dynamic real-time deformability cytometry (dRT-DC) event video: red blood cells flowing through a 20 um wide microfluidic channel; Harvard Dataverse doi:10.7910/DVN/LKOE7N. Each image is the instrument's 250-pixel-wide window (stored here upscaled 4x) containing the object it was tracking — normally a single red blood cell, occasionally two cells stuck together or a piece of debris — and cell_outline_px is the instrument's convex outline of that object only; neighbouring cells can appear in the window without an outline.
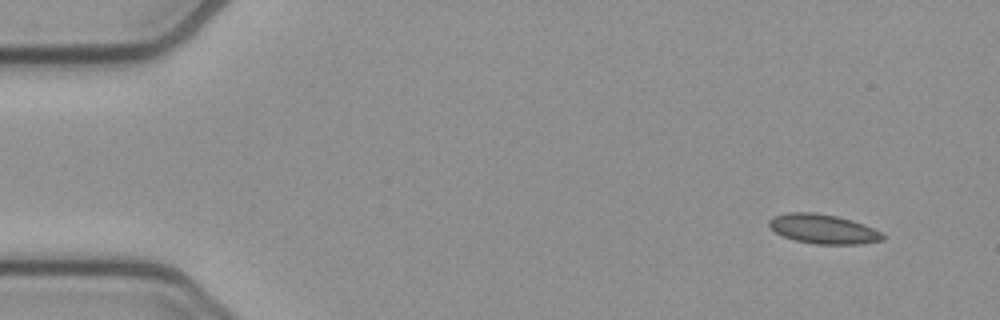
{"species": "common noctule bat (a hibernating species)", "species_latin": "Nyctalus noctula", "temperature_condition": "cold", "stored_images_in_passage": 51, "segment_of_instrument_passage": [1, 2], "camera_frame_rate_fps": 3000, "um_per_image_px": 0.085, "animal": {"sex": "female", "body_mass_g": 21.9}, "frame": {"image": 1, "passage_image": 1, "time_ms": 0.0, "image_size_px": [1000, 320], "cell_outline_px": [[884, 240], [860, 244], [816, 244], [796, 240], [784, 236], [776, 232], [768, 224], [768, 220], [772, 216], [788, 212], [812, 212], [836, 216], [852, 220], [864, 224], [880, 232], [884, 236]], "centroid_in_image_um": [69.96, 19.46], "position_along_channel_um": 15.0, "area_um2": 19.36}}
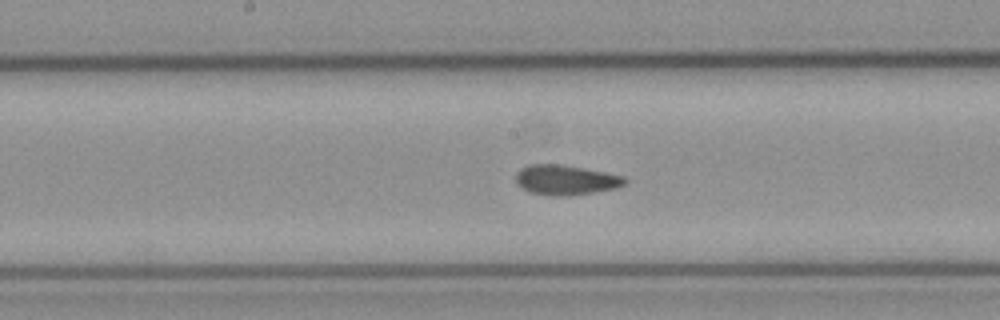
{"frame": {"image": 2, "passage_image": 24, "time_ms": 7.667, "image_size_px": [1000, 320], "cell_outline_px": [[628, 184], [616, 188], [568, 196], [548, 196], [528, 192], [516, 184], [516, 172], [520, 168], [528, 164], [560, 164], [584, 168], [624, 176], [628, 180]], "centroid_in_image_um": [48.06, 15.3], "position_along_channel_um": 200.1, "area_um2": 19.31}}
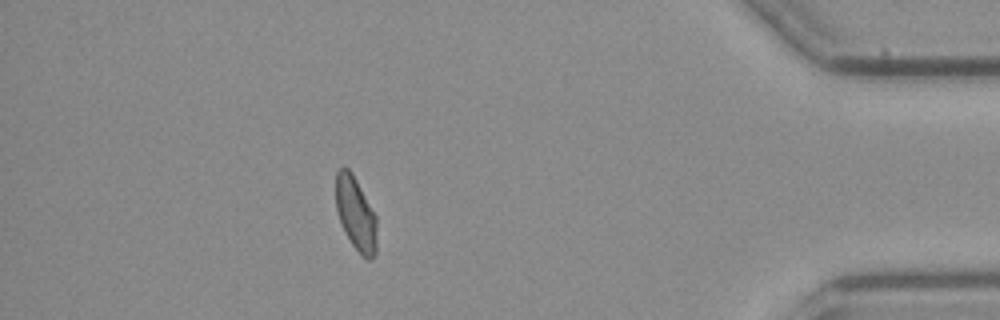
{"frame": {"image": 3, "passage_image": 44, "time_ms": 14.333, "image_size_px": [1000, 320], "cell_outline_px": [[376, 252], [368, 260], [352, 244], [340, 220], [336, 208], [336, 172], [344, 164], [352, 172], [376, 216]], "centroid_in_image_um": [30.23, 18.1], "position_along_channel_um": 405.0, "area_um2": 17.17}}